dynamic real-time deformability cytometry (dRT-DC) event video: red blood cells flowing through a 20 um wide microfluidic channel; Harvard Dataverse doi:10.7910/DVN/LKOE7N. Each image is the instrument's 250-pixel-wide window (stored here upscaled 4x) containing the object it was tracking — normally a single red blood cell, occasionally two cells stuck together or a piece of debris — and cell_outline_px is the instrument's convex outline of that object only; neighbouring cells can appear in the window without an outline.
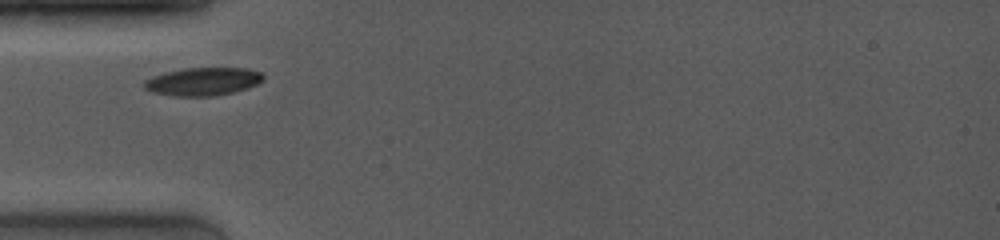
{"species": "common noctule bat (a hibernating species)", "species_latin": "Nyctalus noctula", "temperature_condition": "room temperature", "stored_images_in_passage": 34, "camera_frame_rate_fps": 4000, "um_per_image_px": 0.085, "animal": {"sex": "female", "body_mass_g": 19.0, "forearm_length_mm": 53.3}, "frame": {"image": 1, "passage_image": 1, "time_ms": 0.0, "image_size_px": [1000, 240], "cell_outline_px": [[264, 80], [248, 88], [232, 92], [212, 96], [172, 96], [152, 92], [144, 88], [144, 80], [152, 76], [184, 68], [244, 68], [260, 72], [264, 76]], "centroid_in_image_um": [17.24, 6.93], "position_along_channel_um": 67.8, "area_um2": 19.36}}
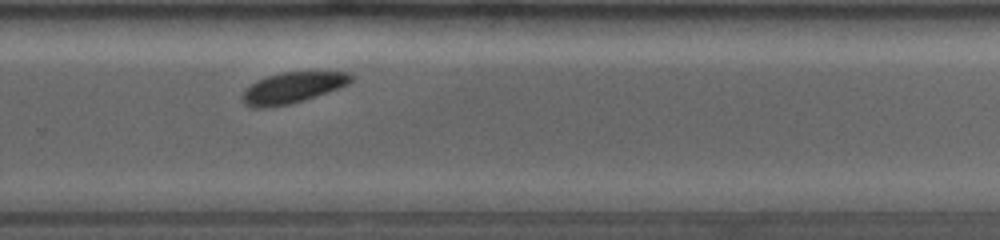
{"frame": {"image": 2, "passage_image": 23, "time_ms": 6.0, "image_size_px": [1000, 240], "cell_outline_px": [[352, 80], [348, 84], [288, 104], [260, 108], [256, 108], [244, 104], [244, 88], [256, 80], [280, 72], [352, 72]], "centroid_in_image_um": [24.82, 7.43], "position_along_channel_um": 305.0, "area_um2": 18.96}}
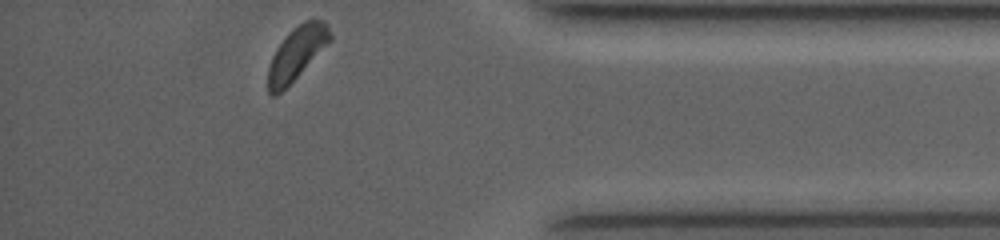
{"frame": {"image": 3, "passage_image": 34, "time_ms": 9.0, "image_size_px": [1000, 240], "cell_outline_px": [[332, 40], [276, 96], [272, 96], [268, 92], [268, 68], [272, 56], [276, 48], [288, 32], [292, 28], [304, 20], [312, 16], [324, 20], [328, 24], [332, 36]], "centroid_in_image_um": [25.24, 4.44], "position_along_channel_um": 410.0, "area_um2": 19.19}, "authors_computed_cell_mechanics": {"area_um2": 19.652, "velocity_mm_per_s": 3.9909, "shape_relaxation_time_tau1_ms": null, "shape_relaxation_time_tau2_ms": 7.9749, "deformation_change_tau1": null, "deformation_change_tau2": 0.1029}}